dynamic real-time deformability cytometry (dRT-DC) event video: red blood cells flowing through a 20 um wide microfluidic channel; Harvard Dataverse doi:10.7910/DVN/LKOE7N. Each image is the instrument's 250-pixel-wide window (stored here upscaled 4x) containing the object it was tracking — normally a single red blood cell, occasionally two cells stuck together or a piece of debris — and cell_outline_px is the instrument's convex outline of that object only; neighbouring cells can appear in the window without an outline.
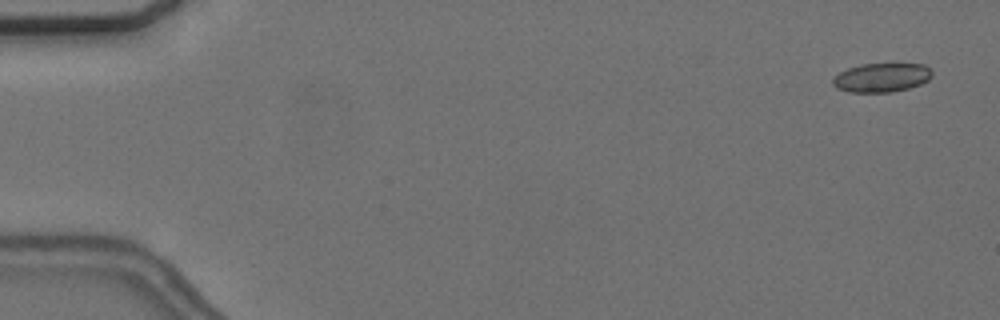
{"species": "common noctule bat (a hibernating species)", "species_latin": "Nyctalus noctula", "temperature_condition": "cold", "stored_images_in_passage": 57, "camera_frame_rate_fps": 3000, "um_per_image_px": 0.085, "animal": {"sex": "female", "body_mass_g": 24.6, "forearm_length_mm": 56.2}, "frame": {"image": 1, "passage_image": 3, "time_ms": 0.667, "image_size_px": [1000, 320], "cell_outline_px": [[932, 76], [928, 80], [920, 84], [908, 88], [892, 92], [848, 92], [836, 88], [832, 84], [832, 80], [840, 72], [848, 68], [860, 64], [924, 64], [932, 72]], "centroid_in_image_um": [74.92, 6.6], "position_along_channel_um": 10.1, "area_um2": 16.7}}
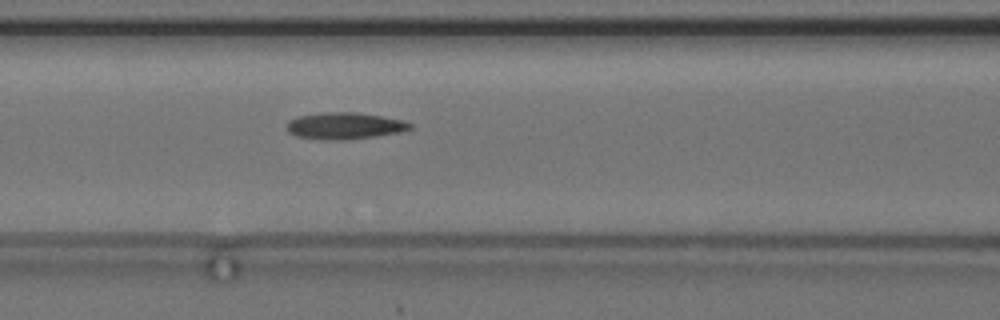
{"frame": {"image": 2, "passage_image": 25, "time_ms": 8.0, "image_size_px": [1000, 320], "cell_outline_px": [[412, 128], [400, 132], [376, 136], [344, 140], [320, 140], [296, 136], [288, 132], [288, 120], [296, 116], [328, 112], [356, 112], [404, 120], [412, 124]], "centroid_in_image_um": [29.28, 10.7], "position_along_channel_um": 137.3, "area_um2": 19.25}}
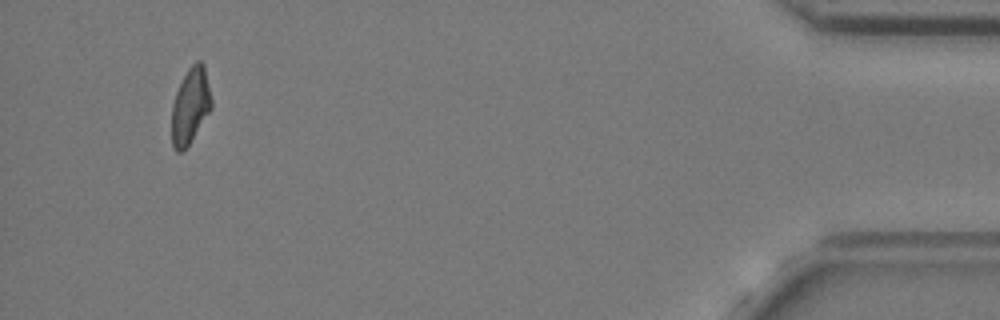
{"frame": {"image": 3, "passage_image": 54, "time_ms": 17.667, "image_size_px": [1000, 320], "cell_outline_px": [[212, 108], [188, 144], [180, 152], [176, 152], [172, 144], [172, 104], [176, 92], [188, 68], [196, 60], [200, 60], [204, 64], [212, 100]], "centroid_in_image_um": [16.18, 8.96], "position_along_channel_um": 419.0, "area_um2": 17.34}, "authors_computed_cell_mechanics": {"area_um2": 18.3226, "velocity_mm_per_s": 3.682, "shape_relaxation_time_tau1_ms": null, "shape_relaxation_time_tau2_ms": 3.5322, "deformation_change_tau1": null, "deformation_change_tau2": 0.1345}}